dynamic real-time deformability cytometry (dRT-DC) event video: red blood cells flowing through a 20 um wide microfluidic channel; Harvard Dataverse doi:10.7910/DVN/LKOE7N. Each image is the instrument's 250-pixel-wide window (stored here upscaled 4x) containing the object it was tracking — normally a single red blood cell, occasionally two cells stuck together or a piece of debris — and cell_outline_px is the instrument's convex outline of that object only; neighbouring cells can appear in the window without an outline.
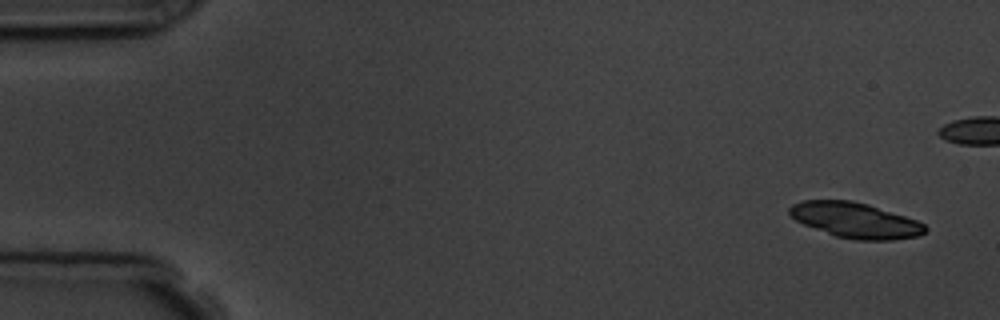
{"species": "common noctule bat (a hibernating species)", "species_latin": "Nyctalus noctula", "temperature_condition": "room temperature", "stored_images_in_passage": 7, "camera_frame_rate_fps": 3000, "um_per_image_px": 0.085, "animal": {"sex": "male", "body_mass_g": 19.5, "forearm_length_mm": 54.6}, "frame": {"image": 1, "passage_image": 1, "time_ms": 0.0, "image_size_px": [1000, 320], "cell_outline_px": [[928, 228], [920, 236], [892, 240], [856, 240], [836, 236], [804, 224], [796, 220], [788, 212], [788, 208], [792, 204], [804, 200], [852, 200], [868, 204], [916, 220], [924, 224]], "centroid_in_image_um": [72.71, 18.72], "position_along_channel_um": 12.3, "area_um2": 27.8}}